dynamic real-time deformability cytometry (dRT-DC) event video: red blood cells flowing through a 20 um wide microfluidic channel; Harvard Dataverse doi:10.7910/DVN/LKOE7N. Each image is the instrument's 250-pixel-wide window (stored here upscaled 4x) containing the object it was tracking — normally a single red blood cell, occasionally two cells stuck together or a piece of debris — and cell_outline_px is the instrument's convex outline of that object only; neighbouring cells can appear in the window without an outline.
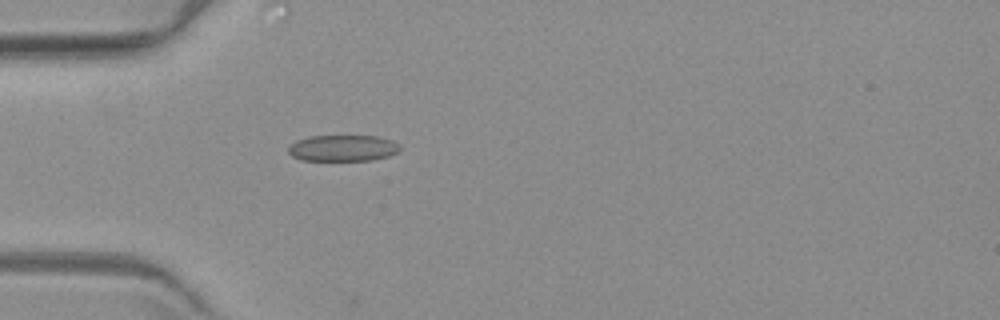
{"species": "common noctule bat (a hibernating species)", "species_latin": "Nyctalus noctula", "temperature_condition": "warm", "stored_images_in_passage": 4, "camera_frame_rate_fps": 3000, "um_per_image_px": 0.085, "animal": {"sex": "female", "body_mass_g": 19.3, "forearm_length_mm": 54.1}, "frame": {"image": 1, "passage_image": 4, "time_ms": 3.667, "image_size_px": [1000, 320], "cell_outline_px": [[400, 148], [396, 152], [388, 156], [372, 160], [300, 160], [292, 156], [288, 152], [288, 148], [296, 140], [308, 136], [376, 136], [392, 140], [400, 144]], "centroid_in_image_um": [29.13, 12.58], "position_along_channel_um": 55.9, "area_um2": 17.05}}